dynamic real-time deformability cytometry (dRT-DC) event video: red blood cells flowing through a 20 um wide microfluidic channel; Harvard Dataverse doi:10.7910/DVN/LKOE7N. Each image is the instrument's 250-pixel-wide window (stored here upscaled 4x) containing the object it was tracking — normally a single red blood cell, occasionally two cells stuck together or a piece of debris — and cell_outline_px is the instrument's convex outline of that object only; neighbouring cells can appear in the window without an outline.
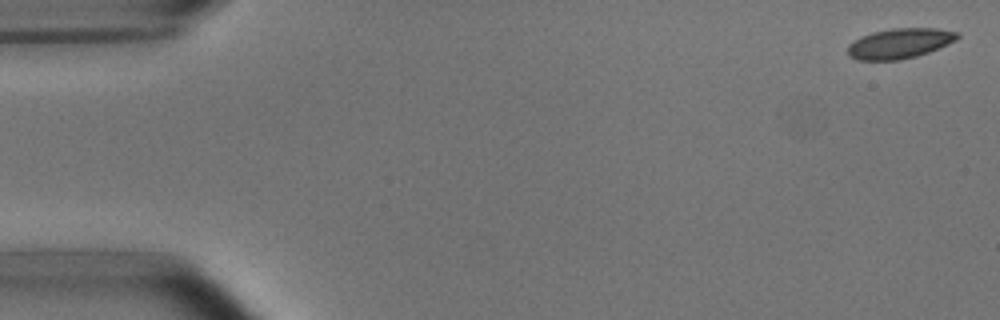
{"species": "common noctule bat (a hibernating species)", "species_latin": "Nyctalus noctula", "temperature_condition": "room temperature", "stored_images_in_passage": 5, "camera_frame_rate_fps": 3000, "um_per_image_px": 0.085, "animal": {"sex": "male", "body_mass_g": 15.6}, "frame": {"image": 1, "passage_image": 1, "time_ms": 0.0, "image_size_px": [1000, 320], "cell_outline_px": [[960, 36], [956, 40], [948, 44], [928, 52], [916, 56], [900, 60], [860, 60], [852, 56], [848, 52], [848, 44], [872, 32], [892, 28], [936, 28], [960, 32]], "centroid_in_image_um": [76.53, 3.68], "position_along_channel_um": 8.5, "area_um2": 19.07}}
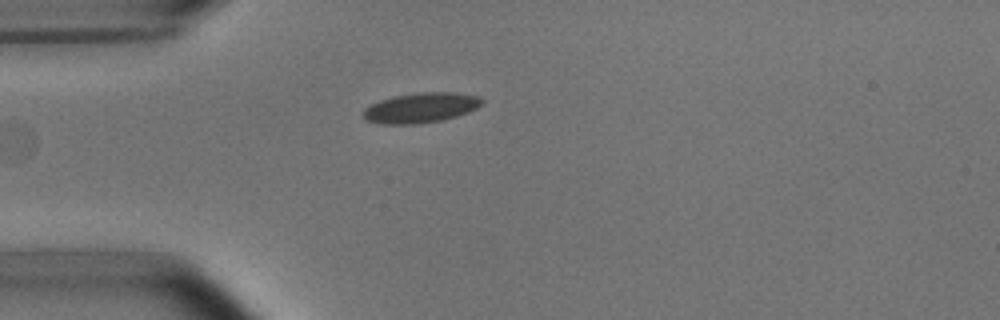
{"frame": {"image": 2, "passage_image": 5, "time_ms": 4.333, "image_size_px": [1000, 320], "cell_outline_px": [[484, 100], [476, 108], [468, 112], [456, 116], [440, 120], [416, 124], [380, 124], [368, 120], [364, 116], [364, 108], [380, 100], [392, 96], [420, 92], [456, 92], [476, 96]], "centroid_in_image_um": [35.76, 9.15], "position_along_channel_um": 49.2, "area_um2": 20.58}}